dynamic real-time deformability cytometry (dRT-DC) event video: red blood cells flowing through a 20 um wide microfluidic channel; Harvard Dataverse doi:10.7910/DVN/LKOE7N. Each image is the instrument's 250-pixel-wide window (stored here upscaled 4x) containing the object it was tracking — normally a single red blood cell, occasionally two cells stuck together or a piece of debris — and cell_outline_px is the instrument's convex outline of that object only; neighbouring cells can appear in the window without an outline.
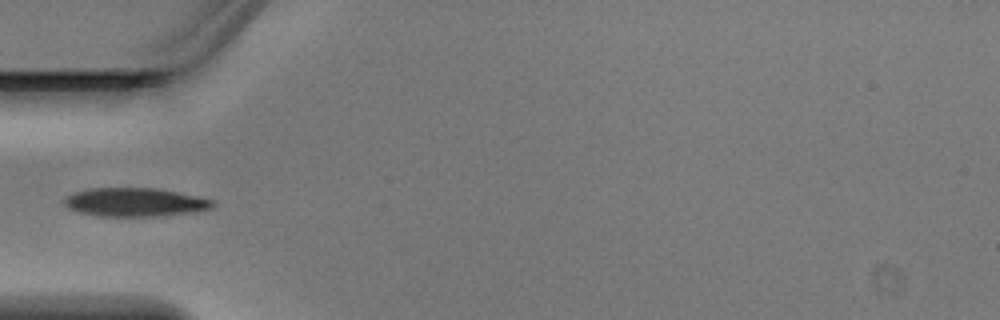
{"species": "Egyptian fruit bat (a non-hibernating species)", "species_latin": "Rousettus aegyptiacus", "temperature_condition": "warm", "stored_images_in_passage": 6, "camera_frame_rate_fps": 3000, "um_per_image_px": 0.085, "animal": {"sex": "male"}, "frame": {"image": 1, "passage_image": 5, "time_ms": 1.333, "image_size_px": [1000, 320], "cell_outline_px": [[216, 204], [212, 208], [196, 212], [152, 216], [100, 216], [80, 212], [68, 208], [64, 204], [64, 200], [72, 192], [88, 188], [156, 188], [216, 200]], "centroid_in_image_um": [11.49, 17.18], "position_along_channel_um": 73.5, "area_um2": 24.74}}
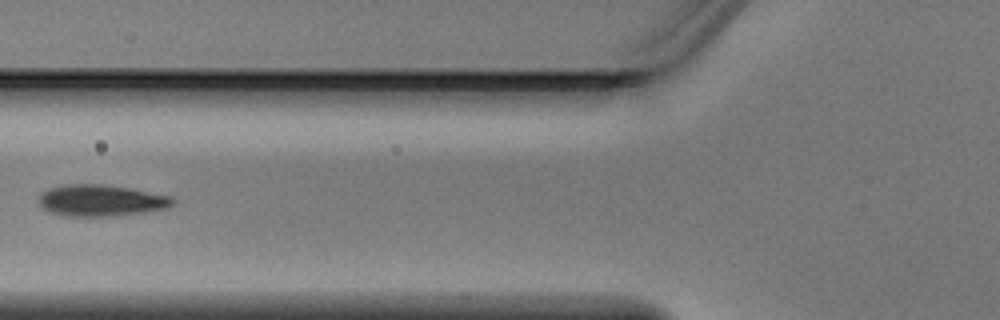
{"frame": {"image": 2, "passage_image": 6, "time_ms": 1.667, "image_size_px": [1000, 320], "cell_outline_px": [[176, 200], [168, 208], [144, 212], [112, 216], [68, 216], [52, 212], [36, 204], [36, 200], [40, 192], [48, 188], [68, 184], [100, 184], [128, 188], [172, 196]], "centroid_in_image_um": [8.54, 17.04], "position_along_channel_um": 117.3, "area_um2": 24.68}}